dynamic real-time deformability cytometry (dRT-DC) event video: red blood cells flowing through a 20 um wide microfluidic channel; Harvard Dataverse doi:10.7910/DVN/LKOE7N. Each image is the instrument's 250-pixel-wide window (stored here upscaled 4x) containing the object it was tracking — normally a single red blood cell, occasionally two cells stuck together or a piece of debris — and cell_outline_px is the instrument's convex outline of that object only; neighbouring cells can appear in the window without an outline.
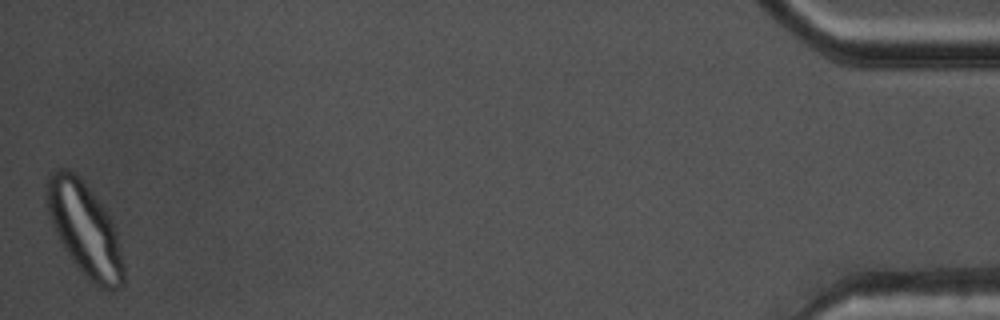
{"species": "common noctule bat (a hibernating species)", "species_latin": "Nyctalus noctula", "temperature_condition": "warm", "stored_images_in_passage": 49, "camera_frame_rate_fps": 3000, "um_per_image_px": 0.085, "animal": {"sex": "male", "body_mass_g": 17.5, "forearm_length_mm": 52.3}, "frame": {"image": 1, "passage_image": 49, "time_ms": 16.0, "image_size_px": [1000, 320], "cell_outline_px": [[124, 284], [120, 288], [100, 288], [88, 280], [72, 260], [64, 248], [52, 224], [48, 212], [48, 176], [60, 168], [68, 168], [88, 188], [104, 208], [112, 220], [116, 232], [124, 264]], "centroid_in_image_um": [7.24, 19.54], "position_along_channel_um": 428.0, "area_um2": 40.69}}